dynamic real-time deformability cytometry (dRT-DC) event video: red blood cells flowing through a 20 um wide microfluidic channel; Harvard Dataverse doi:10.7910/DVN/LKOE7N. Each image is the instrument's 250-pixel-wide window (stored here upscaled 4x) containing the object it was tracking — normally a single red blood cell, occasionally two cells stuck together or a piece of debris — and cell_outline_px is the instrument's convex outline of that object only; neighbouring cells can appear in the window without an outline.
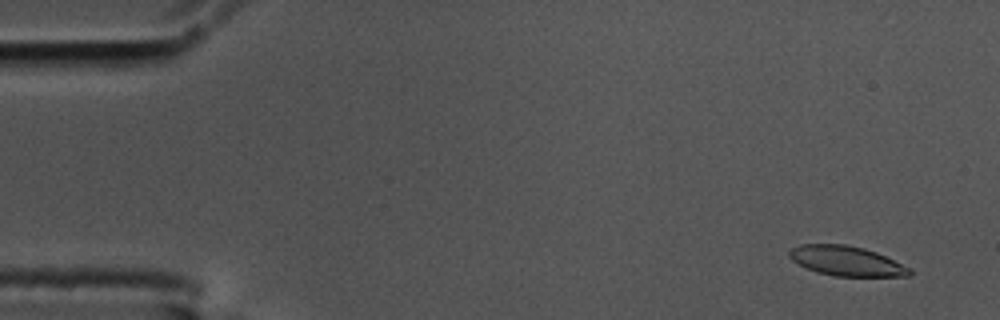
{"species": "common noctule bat (a hibernating species)", "species_latin": "Nyctalus noctula", "temperature_condition": "cold", "stored_images_in_passage": 19, "camera_frame_rate_fps": 3000, "um_per_image_px": 0.085, "animal": {"sex": "male", "body_mass_g": 17.5, "forearm_length_mm": 52.3}, "frame": {"image": 1, "passage_image": 4, "time_ms": 1.0, "image_size_px": [1000, 320], "cell_outline_px": [[912, 272], [908, 276], [836, 276], [816, 272], [792, 260], [788, 256], [788, 252], [792, 248], [800, 244], [844, 244], [864, 248], [876, 252], [912, 268]], "centroid_in_image_um": [71.96, 22.18], "position_along_channel_um": 13.0, "area_um2": 20.81}}